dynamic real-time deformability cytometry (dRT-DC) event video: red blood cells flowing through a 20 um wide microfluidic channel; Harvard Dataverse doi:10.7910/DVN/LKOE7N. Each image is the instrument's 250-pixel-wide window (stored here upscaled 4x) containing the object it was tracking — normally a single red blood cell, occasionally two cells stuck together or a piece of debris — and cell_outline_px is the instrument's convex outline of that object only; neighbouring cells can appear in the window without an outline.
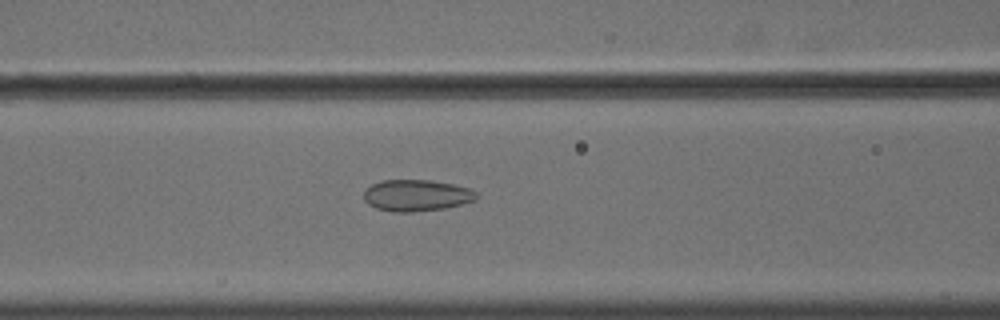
{"species": "common noctule bat (a hibernating species)", "species_latin": "Nyctalus noctula", "temperature_condition": "cold", "stored_images_in_passage": 56, "camera_frame_rate_fps": 3000, "um_per_image_px": 0.085, "animal": {"sex": "male", "body_mass_g": 18.8}, "frame": {"image": 1, "passage_image": 24, "time_ms": 7.667, "image_size_px": [1000, 320], "cell_outline_px": [[480, 196], [476, 200], [444, 208], [412, 212], [392, 212], [376, 208], [368, 204], [364, 200], [364, 188], [372, 184], [384, 180], [428, 180], [452, 184], [468, 188], [476, 192]], "centroid_in_image_um": [35.38, 16.61], "position_along_channel_um": 131.2, "area_um2": 20.69}}
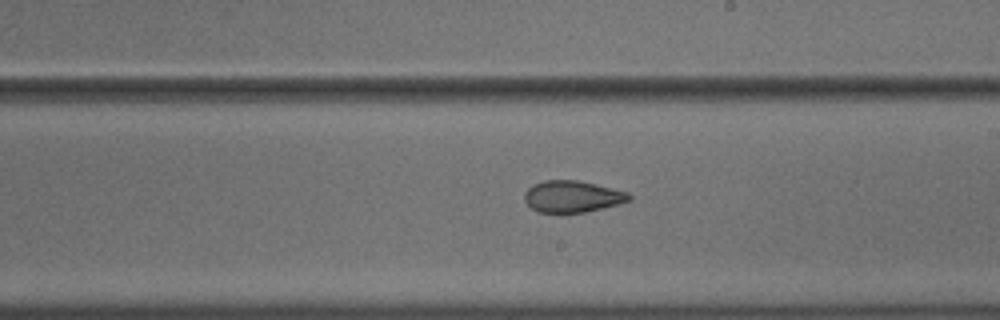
{"frame": {"image": 2, "passage_image": 33, "time_ms": 10.667, "image_size_px": [1000, 320], "cell_outline_px": [[632, 200], [584, 212], [536, 212], [524, 200], [524, 192], [532, 184], [544, 180], [576, 180], [596, 184], [628, 192], [632, 196]], "centroid_in_image_um": [48.62, 16.69], "position_along_channel_um": 240.4, "area_um2": 19.19}}
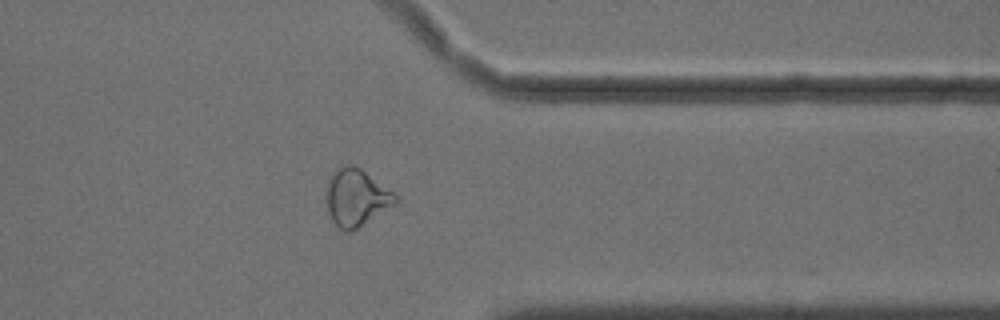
{"frame": {"image": 3, "passage_image": 45, "time_ms": 14.667, "image_size_px": [1000, 320], "cell_outline_px": [[396, 204], [356, 228], [348, 232], [340, 228], [332, 220], [328, 212], [328, 180], [332, 172], [336, 168], [344, 164], [352, 164], [360, 168], [392, 192], [396, 196]], "centroid_in_image_um": [30.27, 16.77], "position_along_channel_um": 381.1, "area_um2": 22.31}, "authors_computed_cell_mechanics": {"area_um2": 23.409, "velocity_mm_per_s": 3.6346, "shape_relaxation_time_tau1_ms": null, "shape_relaxation_time_tau2_ms": 1.9984, "deformation_change_tau1": null, "deformation_change_tau2": 0.0901}}